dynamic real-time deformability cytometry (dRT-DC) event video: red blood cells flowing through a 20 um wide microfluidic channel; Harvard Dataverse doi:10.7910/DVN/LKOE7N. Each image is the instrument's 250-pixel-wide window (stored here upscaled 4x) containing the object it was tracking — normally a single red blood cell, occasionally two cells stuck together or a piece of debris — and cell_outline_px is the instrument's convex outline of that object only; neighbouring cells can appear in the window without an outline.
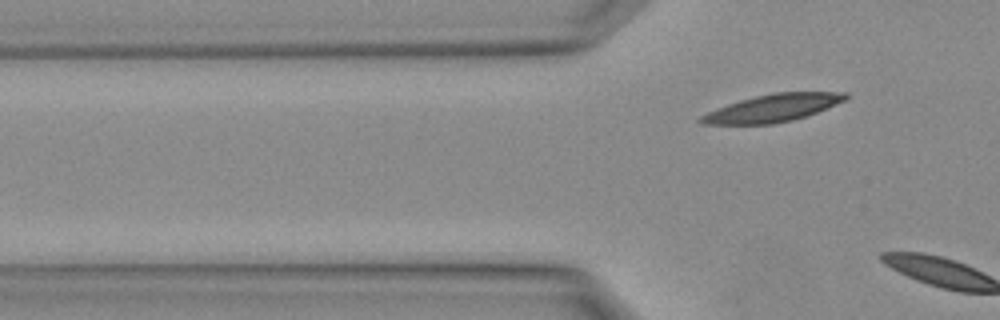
{"species": "Egyptian fruit bat (a non-hibernating species)", "species_latin": "Rousettus aegyptiacus", "temperature_condition": "warm", "stored_images_in_passage": 2, "camera_frame_rate_fps": 3000, "um_per_image_px": 0.085, "animal": {"sex": "female"}, "frame": {"image": 1, "passage_image": 2, "time_ms": 0.333, "image_size_px": [1000, 320], "cell_outline_px": [[848, 96], [844, 100], [816, 112], [792, 120], [772, 124], [700, 124], [696, 120], [700, 116], [716, 108], [740, 100], [772, 92], [848, 92]], "centroid_in_image_um": [65.62, 9.18], "position_along_channel_um": 60.2, "area_um2": 22.95}}